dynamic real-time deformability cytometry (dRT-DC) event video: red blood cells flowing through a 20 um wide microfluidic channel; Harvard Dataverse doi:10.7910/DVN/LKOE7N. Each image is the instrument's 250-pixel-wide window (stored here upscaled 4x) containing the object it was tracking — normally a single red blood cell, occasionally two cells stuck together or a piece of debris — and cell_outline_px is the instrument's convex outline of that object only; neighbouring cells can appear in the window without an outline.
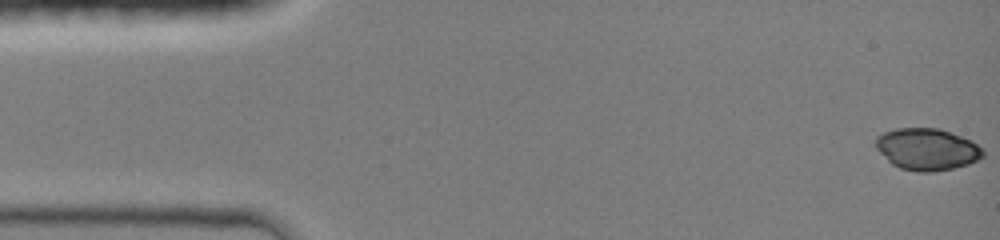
{"species": "common noctule bat (a hibernating species)", "species_latin": "Nyctalus noctula", "temperature_condition": "room temperature", "stored_images_in_passage": 45, "camera_frame_rate_fps": 3000, "um_per_image_px": 0.085, "animal": {"sex": "female", "body_mass_g": 19.0, "forearm_length_mm": 51.5}, "frame": {"image": 1, "passage_image": 1, "time_ms": 0.0, "image_size_px": [1000, 240], "cell_outline_px": [[984, 156], [968, 164], [952, 168], [932, 172], [916, 172], [900, 168], [892, 164], [876, 148], [876, 136], [884, 132], [896, 128], [940, 128], [972, 140], [984, 148]], "centroid_in_image_um": [78.82, 12.68], "position_along_channel_um": 6.2, "area_um2": 26.24}}
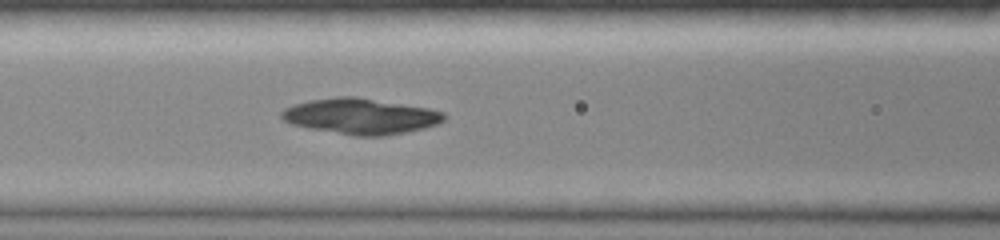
{"frame": {"image": 2, "passage_image": 19, "time_ms": 6.0, "image_size_px": [1000, 240], "cell_outline_px": [[448, 116], [444, 120], [436, 124], [424, 128], [384, 136], [352, 136], [308, 128], [292, 124], [284, 120], [280, 116], [280, 112], [284, 108], [292, 104], [308, 100], [336, 96], [356, 96], [428, 108], [444, 112]], "centroid_in_image_um": [30.62, 9.87], "position_along_channel_um": 136.0, "area_um2": 34.1}}
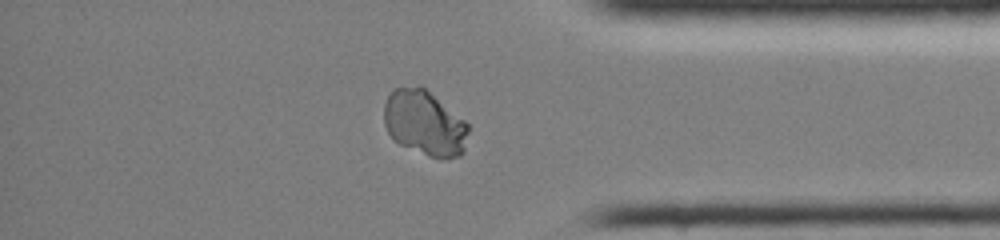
{"frame": {"image": 3, "passage_image": 38, "time_ms": 12.333, "image_size_px": [1000, 240], "cell_outline_px": [[468, 132], [464, 152], [460, 156], [444, 160], [440, 160], [428, 156], [400, 144], [388, 132], [384, 124], [384, 104], [388, 96], [396, 88], [420, 84], [464, 120], [468, 124]], "centroid_in_image_um": [36.1, 10.47], "position_along_channel_um": 399.1, "area_um2": 32.08}}